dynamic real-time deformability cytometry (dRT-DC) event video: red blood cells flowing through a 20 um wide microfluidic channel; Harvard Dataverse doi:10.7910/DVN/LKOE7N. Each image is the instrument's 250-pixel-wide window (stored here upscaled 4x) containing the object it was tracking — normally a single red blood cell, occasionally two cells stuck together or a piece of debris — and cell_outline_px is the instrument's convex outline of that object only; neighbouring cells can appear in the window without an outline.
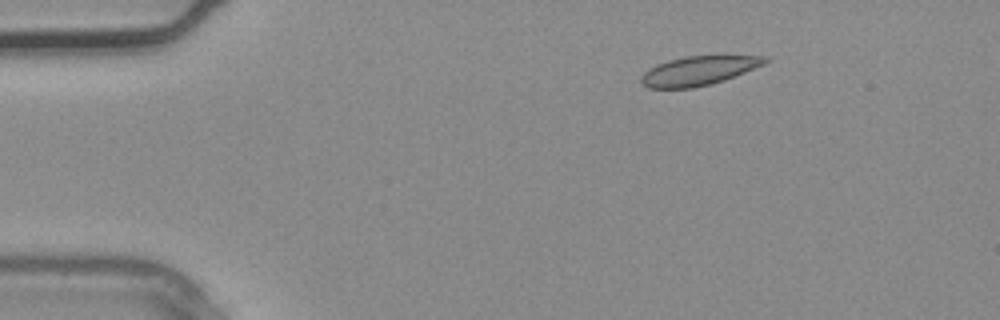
{"species": "common noctule bat (a hibernating species)", "species_latin": "Nyctalus noctula", "temperature_condition": "warm", "stored_images_in_passage": 3, "camera_frame_rate_fps": 3000, "um_per_image_px": 0.085, "animal": {"sex": "male", "body_mass_g": 20.4}, "frame": {"image": 1, "passage_image": 3, "time_ms": 0.667, "image_size_px": [1000, 320], "cell_outline_px": [[772, 60], [764, 64], [724, 80], [712, 84], [692, 88], [648, 88], [640, 80], [640, 76], [648, 68], [656, 64], [668, 60], [684, 56], [716, 52], [768, 56]], "centroid_in_image_um": [59.48, 5.93], "position_along_channel_um": 25.5, "area_um2": 22.25}}